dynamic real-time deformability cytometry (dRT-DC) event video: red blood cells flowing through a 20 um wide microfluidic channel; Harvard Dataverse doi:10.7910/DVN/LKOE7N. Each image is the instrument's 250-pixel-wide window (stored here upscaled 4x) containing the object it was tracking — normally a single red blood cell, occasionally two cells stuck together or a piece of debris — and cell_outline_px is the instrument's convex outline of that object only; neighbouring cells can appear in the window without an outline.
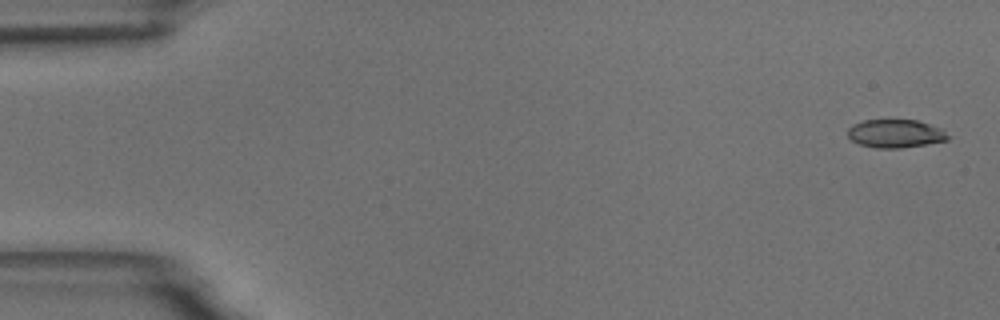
{"species": "common noctule bat (a hibernating species)", "species_latin": "Nyctalus noctula", "temperature_condition": "room temperature", "stored_images_in_passage": 56, "camera_frame_rate_fps": 3000, "um_per_image_px": 0.085, "animal": {"sex": "male", "body_mass_g": 18.8}, "frame": {"image": 1, "passage_image": 1, "time_ms": 0.0, "image_size_px": [1000, 320], "cell_outline_px": [[948, 140], [900, 148], [876, 148], [860, 144], [852, 140], [848, 136], [848, 128], [852, 124], [864, 120], [916, 120], [940, 128], [948, 136]], "centroid_in_image_um": [76.06, 11.35], "position_along_channel_um": 8.9, "area_um2": 16.24}}
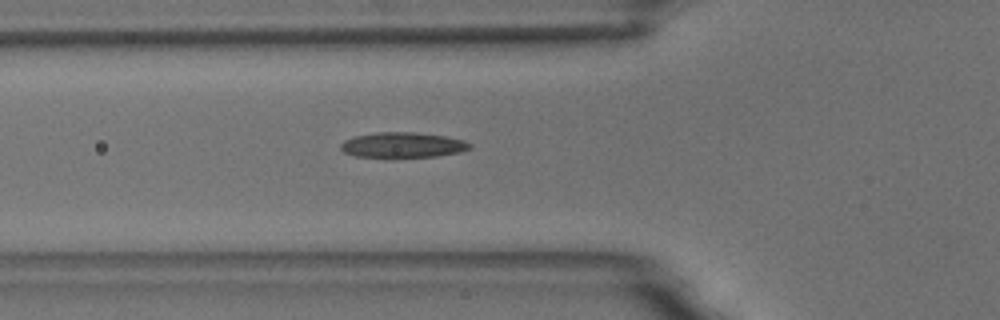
{"frame": {"image": 2, "passage_image": 19, "time_ms": 6.0, "image_size_px": [1000, 320], "cell_outline_px": [[472, 148], [460, 152], [436, 156], [392, 160], [356, 156], [344, 152], [340, 148], [340, 144], [344, 140], [352, 136], [376, 132], [416, 132], [444, 136], [464, 140], [472, 144]], "centroid_in_image_um": [34.19, 12.36], "position_along_channel_um": 91.6, "area_um2": 20.0}}
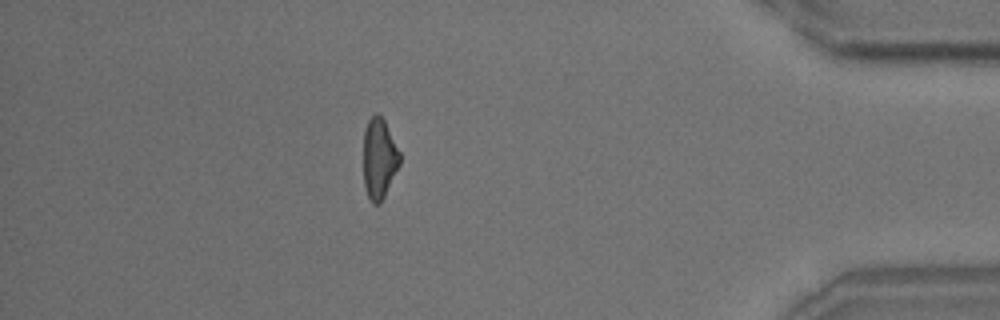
{"frame": {"image": 3, "passage_image": 48, "time_ms": 15.667, "image_size_px": [1000, 320], "cell_outline_px": [[400, 164], [380, 204], [372, 204], [368, 196], [364, 184], [364, 128], [368, 120], [376, 112], [384, 120], [400, 152]], "centroid_in_image_um": [32.22, 13.47], "position_along_channel_um": 403.0, "area_um2": 16.94}, "authors_computed_cell_mechanics": {"area_um2": 18.0047, "velocity_mm_per_s": 3.6542, "shape_relaxation_time_tau1_ms": 6.7046, "shape_relaxation_time_tau2_ms": 3.5498, "deformation_change_tau1": 0.1732, "deformation_change_tau2": 0.1249}}